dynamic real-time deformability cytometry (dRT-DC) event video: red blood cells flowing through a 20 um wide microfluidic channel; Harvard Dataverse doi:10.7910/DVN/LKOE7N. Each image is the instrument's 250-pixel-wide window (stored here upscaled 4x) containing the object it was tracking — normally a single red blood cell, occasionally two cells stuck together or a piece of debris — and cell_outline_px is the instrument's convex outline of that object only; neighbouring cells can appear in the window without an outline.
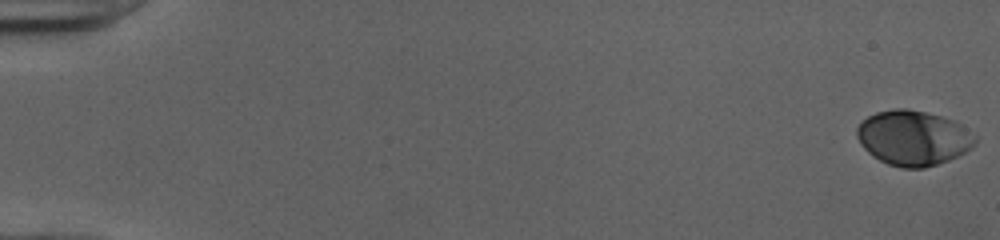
{"species": "human", "species_latin": "Homo sapiens", "temperature_condition": "cold", "stored_images_in_passage": 53, "camera_frame_rate_fps": 3000, "um_per_image_px": 0.085, "donor": {"sex": "female"}, "frame": {"image": 1, "passage_image": 1, "time_ms": 0.0, "image_size_px": [1000, 240], "cell_outline_px": [[976, 144], [972, 148], [948, 160], [924, 168], [900, 168], [888, 164], [872, 156], [860, 144], [856, 136], [856, 128], [868, 116], [876, 112], [896, 108], [908, 108], [940, 116], [952, 120], [960, 124], [976, 136]], "centroid_in_image_um": [77.6, 11.73], "position_along_channel_um": 7.4, "area_um2": 37.8}}
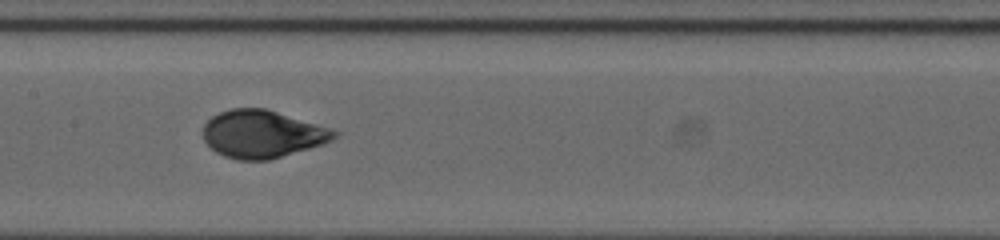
{"frame": {"image": 2, "passage_image": 28, "time_ms": 9.0, "image_size_px": [1000, 240], "cell_outline_px": [[340, 132], [332, 140], [324, 144], [268, 160], [240, 160], [224, 156], [216, 152], [204, 140], [204, 124], [212, 116], [220, 112], [232, 108], [264, 108], [316, 124]], "centroid_in_image_um": [22.28, 11.4], "position_along_channel_um": 185.1, "area_um2": 35.95}}
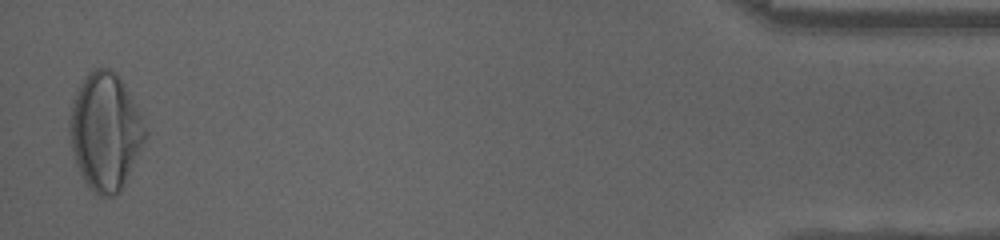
{"frame": {"image": 3, "passage_image": 52, "time_ms": 17.0, "image_size_px": [1000, 240], "cell_outline_px": [[148, 132], [128, 176], [120, 192], [112, 196], [100, 196], [84, 180], [76, 164], [68, 132], [68, 120], [72, 100], [76, 88], [96, 68], [108, 68], [116, 72], [120, 76], [132, 96], [140, 112]], "centroid_in_image_um": [8.94, 11.14], "position_along_channel_um": 426.3, "area_um2": 51.56}, "authors_computed_cell_mechanics": {"area_um2": 36.4718, "velocity_mm_per_s": 3.9878, "shape_relaxation_time_tau1_ms": 3.6241, "shape_relaxation_time_tau2_ms": null, "deformation_change_tau1": 0.1796, "deformation_change_tau2": null}}